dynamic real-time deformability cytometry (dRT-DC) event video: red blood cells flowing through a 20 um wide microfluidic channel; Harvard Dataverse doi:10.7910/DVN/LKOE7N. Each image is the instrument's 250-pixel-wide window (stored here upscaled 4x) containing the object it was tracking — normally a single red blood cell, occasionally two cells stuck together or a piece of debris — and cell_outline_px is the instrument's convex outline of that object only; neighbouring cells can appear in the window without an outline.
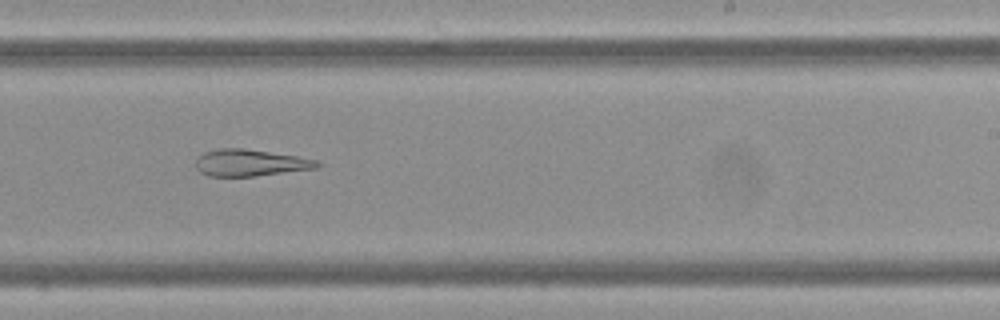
{"species": "Egyptian fruit bat (a non-hibernating species)", "species_latin": "Rousettus aegyptiacus", "temperature_condition": "cold", "stored_images_in_passage": 11, "camera_frame_rate_fps": 3000, "um_per_image_px": 0.085, "frame": {"image": 1, "passage_image": 10, "time_ms": 3.0, "image_size_px": [1000, 320], "cell_outline_px": [[324, 164], [320, 168], [256, 176], [208, 176], [200, 172], [196, 168], [196, 160], [204, 152], [220, 148], [244, 148], [296, 156], [316, 160]], "centroid_in_image_um": [21.31, 13.84], "position_along_channel_um": 267.7, "area_um2": 19.02}}